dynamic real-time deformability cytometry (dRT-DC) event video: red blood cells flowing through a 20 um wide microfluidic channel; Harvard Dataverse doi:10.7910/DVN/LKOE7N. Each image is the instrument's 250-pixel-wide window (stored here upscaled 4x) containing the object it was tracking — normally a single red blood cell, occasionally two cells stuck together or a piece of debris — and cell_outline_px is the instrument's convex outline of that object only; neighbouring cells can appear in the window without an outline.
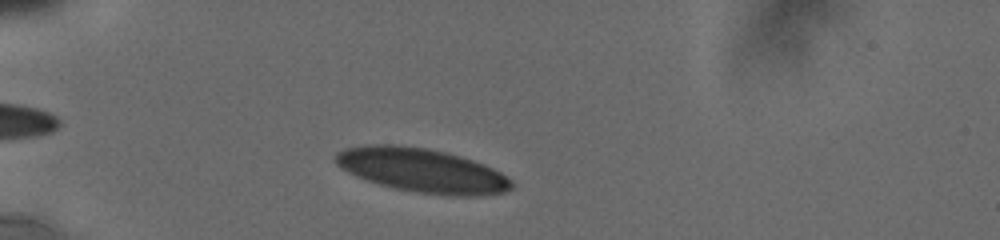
{"species": "human", "species_latin": "Homo sapiens", "temperature_condition": "cold", "stored_images_in_passage": 10, "camera_frame_rate_fps": 3000, "um_per_image_px": 0.085, "donor": {"sex": "male"}, "frame": {"image": 1, "passage_image": 3, "time_ms": 1.333, "image_size_px": [1000, 240], "cell_outline_px": [[516, 184], [512, 188], [504, 192], [480, 196], [452, 196], [416, 192], [396, 188], [380, 184], [356, 176], [340, 168], [336, 164], [332, 156], [336, 152], [344, 148], [364, 144], [396, 144], [428, 148], [448, 152], [484, 164], [500, 172], [512, 180]], "centroid_in_image_um": [35.86, 14.47], "position_along_channel_um": 49.1, "area_um2": 45.6}}